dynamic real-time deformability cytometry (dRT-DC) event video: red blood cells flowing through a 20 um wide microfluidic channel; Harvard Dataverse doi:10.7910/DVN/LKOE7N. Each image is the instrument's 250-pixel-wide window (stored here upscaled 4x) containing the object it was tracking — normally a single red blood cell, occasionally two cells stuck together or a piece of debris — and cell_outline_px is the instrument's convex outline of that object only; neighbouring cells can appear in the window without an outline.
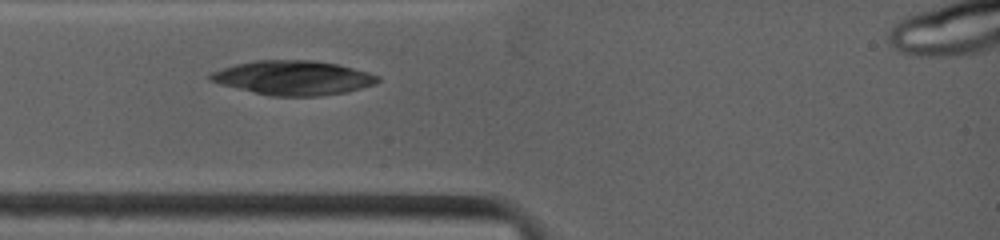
{"species": "common noctule bat (a hibernating species)", "species_latin": "Nyctalus noctula", "temperature_condition": "warm", "stored_images_in_passage": 2, "camera_frame_rate_fps": 4500, "um_per_image_px": 0.085, "animal": {"sex": "female", "body_mass_g": 19.0, "forearm_length_mm": 53.3}, "frame": {"image": 1, "passage_image": 1, "time_ms": 0.0, "image_size_px": [1000, 240], "cell_outline_px": [[380, 80], [376, 84], [344, 92], [320, 96], [272, 96], [220, 84], [208, 80], [208, 76], [212, 72], [236, 64], [256, 60], [312, 60], [336, 64], [368, 72], [380, 76]], "centroid_in_image_um": [24.93, 6.61], "position_along_channel_um": 60.1, "area_um2": 33.18}}